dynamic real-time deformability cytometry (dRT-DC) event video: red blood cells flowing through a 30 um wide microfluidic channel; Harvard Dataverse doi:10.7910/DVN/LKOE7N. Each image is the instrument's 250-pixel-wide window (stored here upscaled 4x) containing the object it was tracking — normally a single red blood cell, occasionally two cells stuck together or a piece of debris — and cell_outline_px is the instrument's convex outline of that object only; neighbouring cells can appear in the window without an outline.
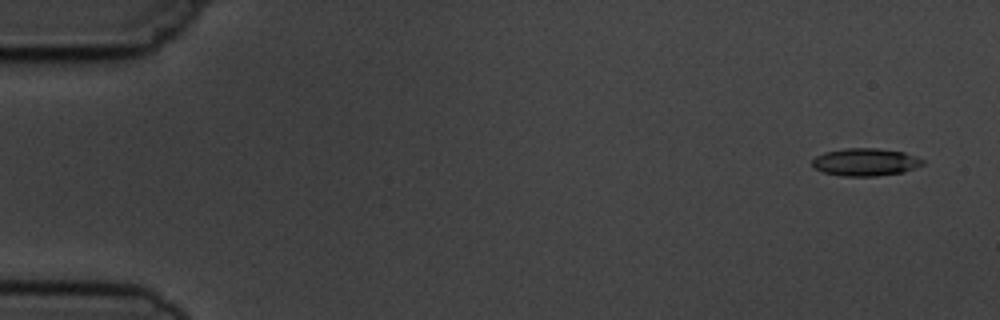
{"species": "common noctule bat (a hibernating species)", "species_latin": "Nyctalus noctula", "temperature_condition": "cold", "stored_images_in_passage": 4, "camera_frame_rate_fps": 3000, "um_per_image_px": 0.085, "animal": {"sex": "male", "body_mass_g": 19.5, "forearm_length_mm": 54.6}, "frame": {"image": 1, "passage_image": 1, "time_ms": 0.0, "image_size_px": [1000, 320], "cell_outline_px": [[924, 164], [904, 172], [876, 176], [840, 176], [824, 172], [812, 168], [812, 160], [816, 156], [824, 152], [844, 148], [876, 148], [904, 152], [916, 156], [924, 160]], "centroid_in_image_um": [73.54, 13.78], "position_along_channel_um": 11.5, "area_um2": 17.92}}
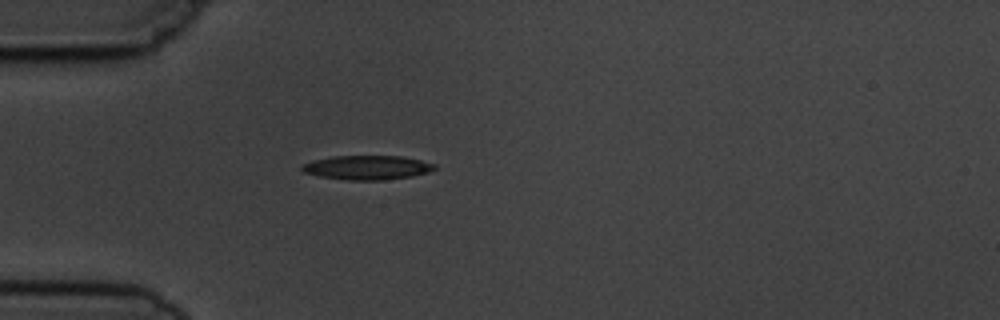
{"frame": {"image": 2, "passage_image": 4, "time_ms": 4.333, "image_size_px": [1000, 320], "cell_outline_px": [[436, 168], [428, 172], [412, 176], [384, 180], [348, 180], [320, 176], [304, 172], [300, 168], [304, 164], [312, 160], [332, 156], [404, 156], [436, 164]], "centroid_in_image_um": [31.22, 14.23], "position_along_channel_um": 53.8, "area_um2": 18.67}}